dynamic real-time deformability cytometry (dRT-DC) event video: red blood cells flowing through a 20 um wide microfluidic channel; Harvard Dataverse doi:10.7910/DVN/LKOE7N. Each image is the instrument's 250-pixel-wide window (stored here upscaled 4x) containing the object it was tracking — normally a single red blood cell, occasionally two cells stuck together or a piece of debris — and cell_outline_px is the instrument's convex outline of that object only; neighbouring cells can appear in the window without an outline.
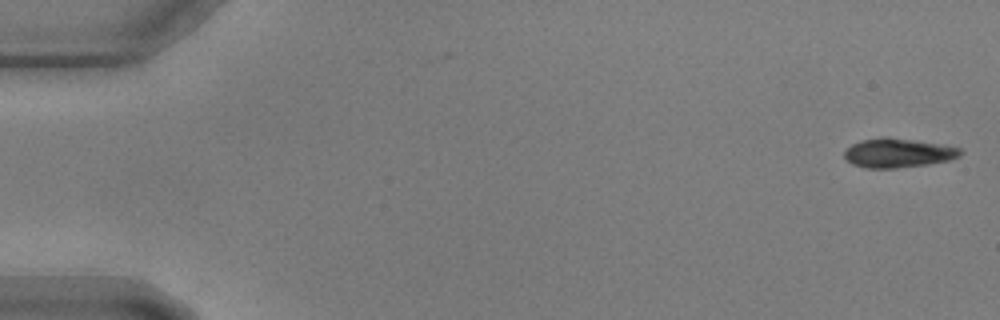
{"species": "common noctule bat (a hibernating species)", "species_latin": "Nyctalus noctula", "temperature_condition": "warm", "stored_images_in_passage": 58, "camera_frame_rate_fps": 3000, "um_per_image_px": 0.085, "animal": {"sex": "male", "body_mass_g": 17.9, "forearm_length_mm": 54.2}, "frame": {"image": 1, "passage_image": 1, "time_ms": 0.0, "image_size_px": [1000, 320], "cell_outline_px": [[964, 152], [960, 156], [948, 160], [928, 164], [896, 168], [864, 168], [852, 164], [844, 156], [844, 152], [852, 144], [864, 140], [884, 136], [888, 136], [960, 148]], "centroid_in_image_um": [76.32, 13.01], "position_along_channel_um": 8.7, "area_um2": 19.48}}
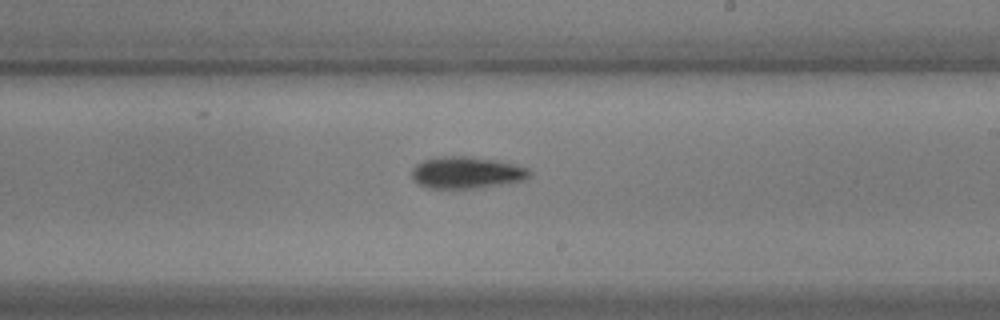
{"frame": {"image": 2, "passage_image": 34, "time_ms": 11.0, "image_size_px": [1000, 320], "cell_outline_px": [[532, 176], [528, 180], [508, 184], [484, 188], [428, 188], [416, 184], [412, 180], [412, 168], [416, 164], [424, 160], [440, 156], [464, 156], [496, 160], [516, 164], [528, 168], [532, 172]], "centroid_in_image_um": [39.71, 14.69], "position_along_channel_um": 249.3, "area_um2": 22.43}}
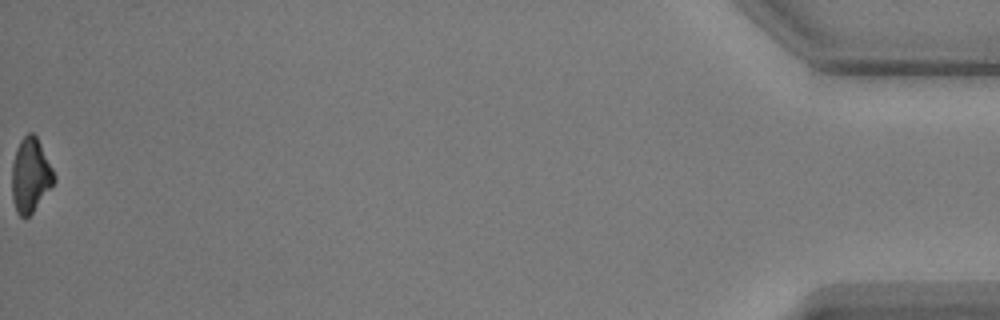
{"frame": {"image": 3, "passage_image": 58, "time_ms": 19.0, "image_size_px": [1000, 320], "cell_outline_px": [[56, 180], [32, 212], [24, 220], [16, 212], [12, 200], [12, 164], [16, 148], [20, 140], [28, 132], [32, 132], [36, 136], [56, 176]], "centroid_in_image_um": [2.57, 14.91], "position_along_channel_um": 432.6, "area_um2": 18.15}}